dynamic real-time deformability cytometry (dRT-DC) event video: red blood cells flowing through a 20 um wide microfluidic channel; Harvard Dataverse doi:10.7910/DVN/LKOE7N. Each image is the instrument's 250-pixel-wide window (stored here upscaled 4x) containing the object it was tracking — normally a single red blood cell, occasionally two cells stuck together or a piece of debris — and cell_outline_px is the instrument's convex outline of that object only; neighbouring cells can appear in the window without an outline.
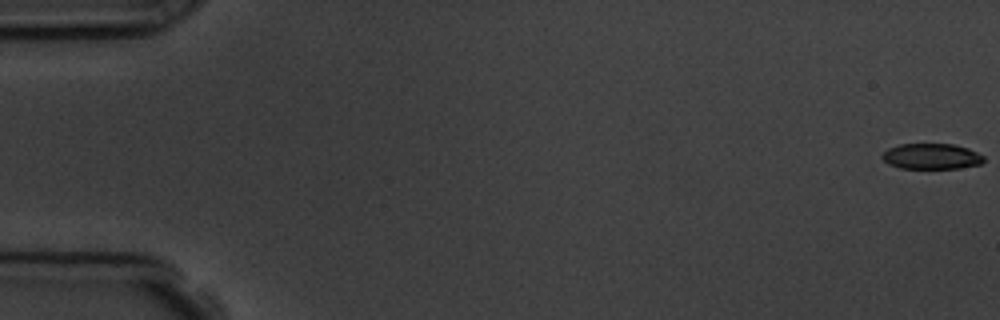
{"species": "common noctule bat (a hibernating species)", "species_latin": "Nyctalus noctula", "temperature_condition": "room temperature", "stored_images_in_passage": 5, "camera_frame_rate_fps": 3000, "um_per_image_px": 0.085, "animal": {"sex": "male", "body_mass_g": 19.5, "forearm_length_mm": 54.6}, "frame": {"image": 1, "passage_image": 1, "time_ms": 0.0, "image_size_px": [1000, 320], "cell_outline_px": [[984, 160], [980, 164], [960, 168], [900, 168], [888, 164], [880, 156], [888, 148], [900, 144], [952, 144], [968, 148], [984, 156]], "centroid_in_image_um": [79.16, 13.29], "position_along_channel_um": 5.8, "area_um2": 15.14}}
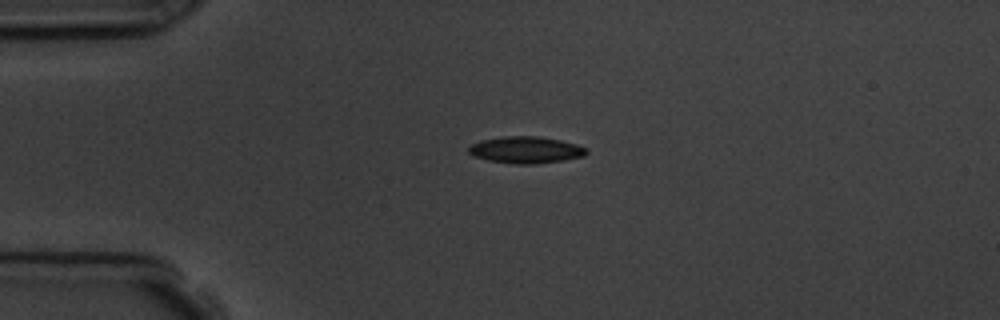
{"frame": {"image": 2, "passage_image": 4, "time_ms": 4.333, "image_size_px": [1000, 320], "cell_outline_px": [[588, 152], [584, 156], [564, 160], [532, 164], [512, 164], [488, 160], [476, 156], [468, 152], [468, 148], [472, 144], [480, 140], [504, 136], [540, 136], [560, 140], [576, 144], [588, 148]], "centroid_in_image_um": [44.72, 12.73], "position_along_channel_um": 40.3, "area_um2": 18.38}}